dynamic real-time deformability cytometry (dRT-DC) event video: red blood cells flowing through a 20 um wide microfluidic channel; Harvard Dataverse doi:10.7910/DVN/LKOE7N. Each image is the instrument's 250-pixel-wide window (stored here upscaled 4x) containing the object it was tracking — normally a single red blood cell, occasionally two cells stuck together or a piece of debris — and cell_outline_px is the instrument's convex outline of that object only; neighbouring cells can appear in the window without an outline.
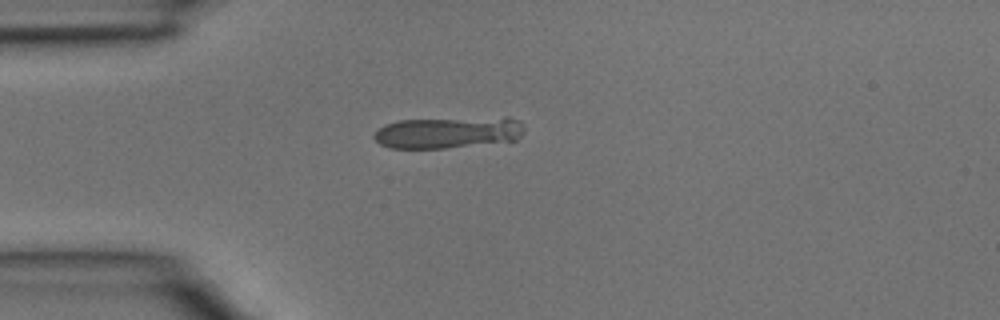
{"species": "common noctule bat (a hibernating species)", "species_latin": "Nyctalus noctula", "temperature_condition": "room temperature", "stored_images_in_passage": 2, "camera_frame_rate_fps": 3000, "um_per_image_px": 0.085, "animal": {"sex": "male", "body_mass_g": 15.6}, "frame": {"image": 1, "passage_image": 2, "time_ms": 0.333, "image_size_px": [1000, 320], "cell_outline_px": [[524, 132], [516, 140], [444, 148], [388, 148], [380, 144], [372, 136], [384, 124], [396, 120], [504, 116], [508, 116], [516, 120], [524, 128]], "centroid_in_image_um": [38.08, 11.24], "position_along_channel_um": 46.9, "area_um2": 27.92}}